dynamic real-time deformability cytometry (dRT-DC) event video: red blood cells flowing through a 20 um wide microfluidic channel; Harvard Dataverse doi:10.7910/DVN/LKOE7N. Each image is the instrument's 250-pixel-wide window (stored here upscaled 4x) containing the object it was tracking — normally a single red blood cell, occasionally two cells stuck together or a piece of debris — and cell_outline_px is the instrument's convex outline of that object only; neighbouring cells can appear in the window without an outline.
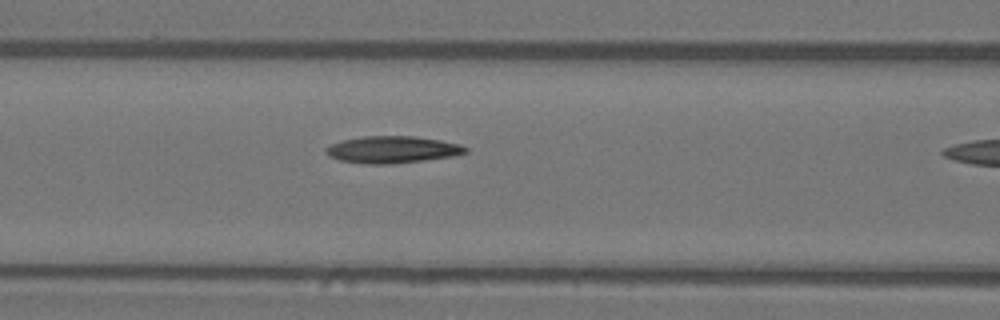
{"species": "Egyptian fruit bat (a non-hibernating species)", "species_latin": "Rousettus aegyptiacus", "temperature_condition": "warm", "stored_images_in_passage": 11, "camera_frame_rate_fps": 3000, "um_per_image_px": 0.085, "animal": {"sex": "female"}, "frame": {"image": 1, "passage_image": 10, "time_ms": 3.0, "image_size_px": [1000, 320], "cell_outline_px": [[468, 152], [452, 156], [424, 160], [388, 164], [368, 164], [340, 160], [328, 156], [324, 152], [324, 148], [340, 140], [364, 136], [416, 136], [440, 140], [460, 144], [468, 148]], "centroid_in_image_um": [33.32, 12.71], "position_along_channel_um": 133.3, "area_um2": 21.96}}